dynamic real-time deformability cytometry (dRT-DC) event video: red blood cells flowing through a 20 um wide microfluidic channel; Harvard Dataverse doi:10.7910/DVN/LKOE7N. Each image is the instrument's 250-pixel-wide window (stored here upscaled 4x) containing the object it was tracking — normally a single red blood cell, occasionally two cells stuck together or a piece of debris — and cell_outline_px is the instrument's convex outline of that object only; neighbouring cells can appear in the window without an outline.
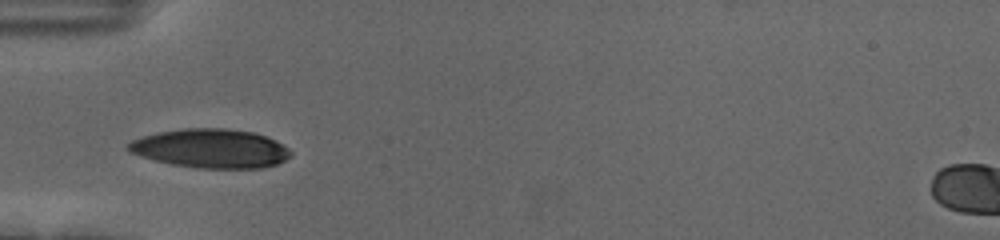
{"species": "human", "species_latin": "Homo sapiens", "temperature_condition": "cold", "stored_images_in_passage": 16, "camera_frame_rate_fps": 3000, "um_per_image_px": 0.085, "donor": {"sex": "female"}, "frame": {"image": 1, "passage_image": 3, "time_ms": 0.667, "image_size_px": [1000, 240], "cell_outline_px": [[292, 156], [276, 164], [264, 168], [200, 168], [172, 164], [140, 156], [128, 152], [124, 148], [132, 140], [144, 136], [160, 132], [184, 128], [228, 128], [256, 132], [284, 144], [292, 152]], "centroid_in_image_um": [17.94, 12.61], "position_along_channel_um": 67.1, "area_um2": 37.05}}
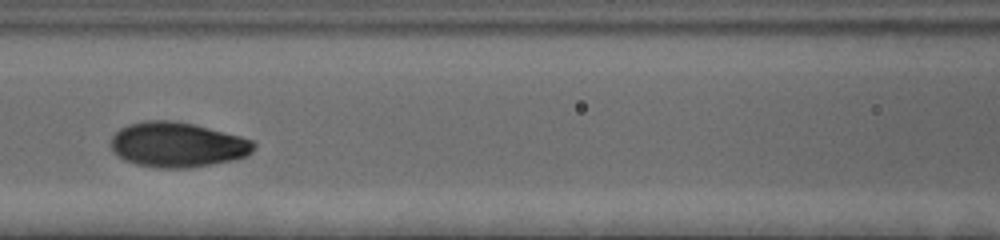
{"frame": {"image": 2, "passage_image": 10, "time_ms": 3.0, "image_size_px": [1000, 240], "cell_outline_px": [[256, 148], [252, 152], [244, 156], [232, 160], [212, 164], [188, 168], [156, 168], [136, 164], [124, 160], [112, 148], [112, 136], [120, 128], [128, 124], [148, 120], [168, 120], [192, 124], [240, 136], [252, 140], [256, 144]], "centroid_in_image_um": [15.09, 12.3], "position_along_channel_um": 151.5, "area_um2": 37.17}}